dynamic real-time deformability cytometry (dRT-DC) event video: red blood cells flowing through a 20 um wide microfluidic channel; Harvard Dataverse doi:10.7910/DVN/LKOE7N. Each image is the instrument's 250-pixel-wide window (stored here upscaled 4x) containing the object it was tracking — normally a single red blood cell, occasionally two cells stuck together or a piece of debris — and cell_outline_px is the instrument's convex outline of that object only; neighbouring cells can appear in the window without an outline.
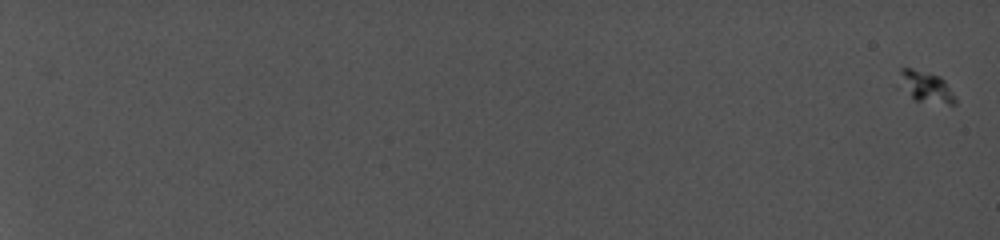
{"species": "common noctule bat (a hibernating species)", "species_latin": "Nyctalus noctula", "temperature_condition": "cold", "stored_images_in_passage": 35, "camera_frame_rate_fps": 5000, "um_per_image_px": 0.085, "animal": {"sex": "female", "body_mass_g": 19.0, "forearm_length_mm": 56.7}, "frame": {"image": 1, "passage_image": 1, "time_ms": 0.0, "image_size_px": [1000, 240], "cell_outline_px": [[956, 104], [948, 104], [912, 100], [892, 88], [900, 68], [912, 68], [940, 76], [944, 80], [952, 92], [956, 100]], "centroid_in_image_um": [78.47, 7.37], "position_along_channel_um": 6.5, "area_um2": 11.16}}